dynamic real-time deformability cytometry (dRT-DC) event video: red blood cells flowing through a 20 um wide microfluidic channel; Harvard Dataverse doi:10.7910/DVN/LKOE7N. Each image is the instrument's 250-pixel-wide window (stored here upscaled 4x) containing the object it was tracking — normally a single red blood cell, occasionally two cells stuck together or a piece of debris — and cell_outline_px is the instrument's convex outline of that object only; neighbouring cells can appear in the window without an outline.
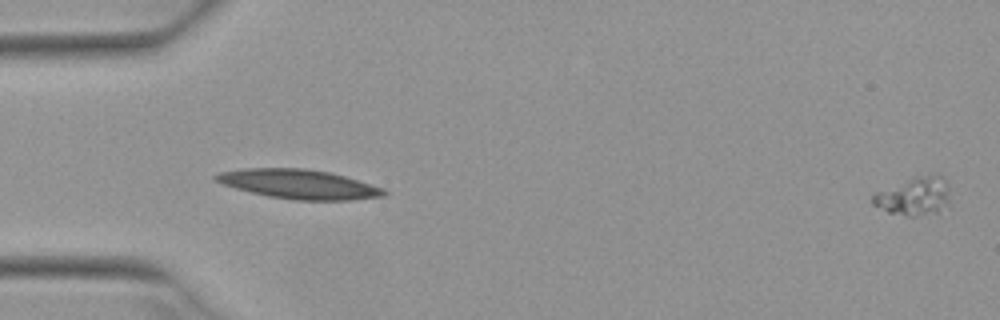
{"species": "Egyptian fruit bat (a non-hibernating species)", "species_latin": "Rousettus aegyptiacus", "temperature_condition": "warm", "stored_images_in_passage": 52, "camera_frame_rate_fps": 3000, "um_per_image_px": 0.085, "animal": {"sex": "female"}, "frame": {"image": 1, "passage_image": 1, "time_ms": 0.0, "image_size_px": [1000, 320], "cell_outline_px": [[948, 204], [936, 212], [916, 216], [908, 216], [888, 212], [872, 204], [872, 196], [876, 192], [916, 176], [940, 176], [948, 184]], "centroid_in_image_um": [77.67, 16.7], "position_along_channel_um": 7.3, "area_um2": 16.7}}
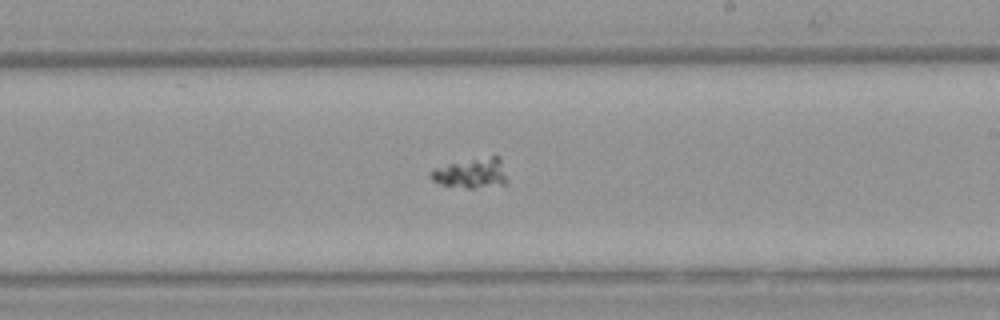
{"frame": {"image": 2, "passage_image": 31, "time_ms": 10.0, "image_size_px": [1000, 320], "cell_outline_px": [[508, 184], [472, 188], [468, 188], [440, 184], [432, 180], [428, 176], [428, 172], [436, 168], [448, 164], [492, 156], [500, 156], [508, 180]], "centroid_in_image_um": [40.09, 14.74], "position_along_channel_um": 248.9, "area_um2": 13.29}}
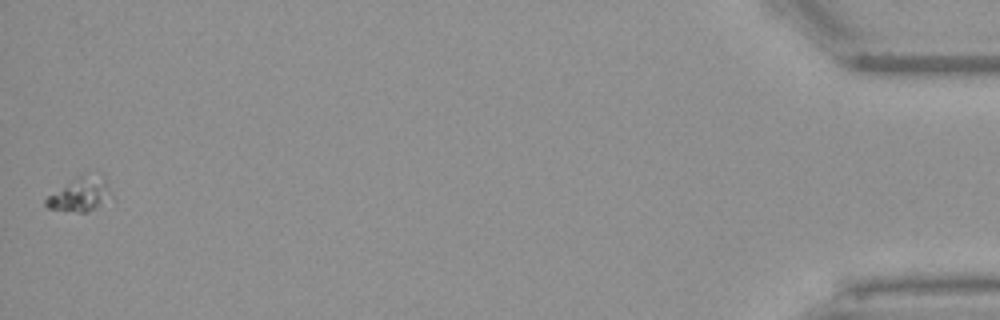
{"frame": {"image": 3, "passage_image": 52, "time_ms": 17.0, "image_size_px": [1000, 320], "cell_outline_px": [[116, 200], [88, 212], [80, 212], [48, 208], [44, 204], [44, 200], [48, 196], [80, 176], [104, 180]], "centroid_in_image_um": [6.87, 16.63], "position_along_channel_um": 428.3, "area_um2": 12.37}}